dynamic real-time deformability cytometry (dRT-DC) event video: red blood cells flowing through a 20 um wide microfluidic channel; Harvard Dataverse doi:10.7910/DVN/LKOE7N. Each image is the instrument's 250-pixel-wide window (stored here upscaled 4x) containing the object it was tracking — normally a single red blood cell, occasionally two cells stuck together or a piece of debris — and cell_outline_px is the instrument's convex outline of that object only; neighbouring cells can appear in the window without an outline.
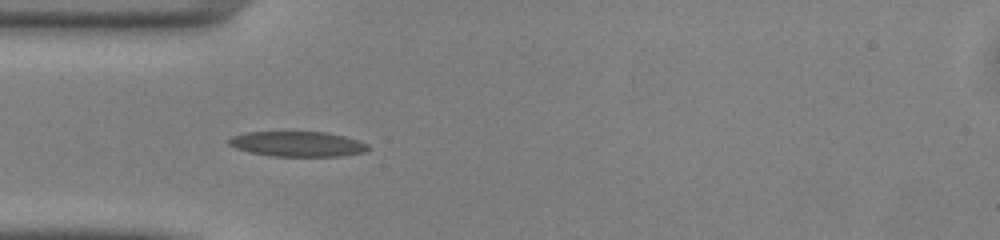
{"species": "common noctule bat (a hibernating species)", "species_latin": "Nyctalus noctula", "temperature_condition": "warm", "stored_images_in_passage": 36, "camera_frame_rate_fps": 3000, "um_per_image_px": 0.085, "animal": {"sex": "male", "body_mass_g": 13.0, "forearm_length_mm": 53.1}, "frame": {"image": 1, "passage_image": 1, "time_ms": 0.0, "image_size_px": [1000, 240], "cell_outline_px": [[368, 148], [364, 152], [344, 156], [268, 156], [248, 152], [236, 148], [228, 144], [228, 140], [232, 136], [244, 132], [324, 132], [344, 136], [360, 140], [368, 144]], "centroid_in_image_um": [25.27, 12.24], "position_along_channel_um": 59.7, "area_um2": 20.52}}
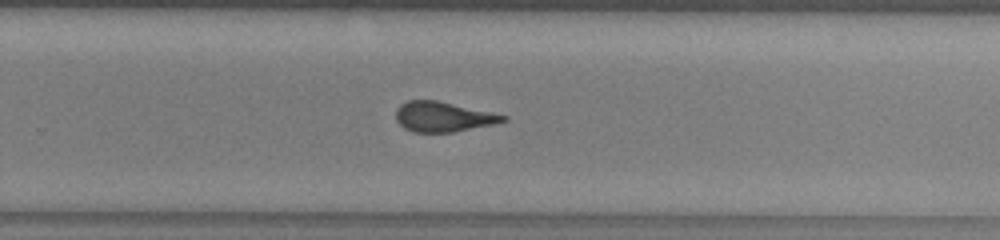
{"frame": {"image": 2, "passage_image": 18, "time_ms": 5.667, "image_size_px": [1000, 240], "cell_outline_px": [[508, 120], [496, 124], [452, 132], [412, 132], [404, 128], [396, 120], [396, 108], [400, 104], [408, 100], [436, 100], [508, 116]], "centroid_in_image_um": [37.65, 9.93], "position_along_channel_um": 292.1, "area_um2": 18.73}}
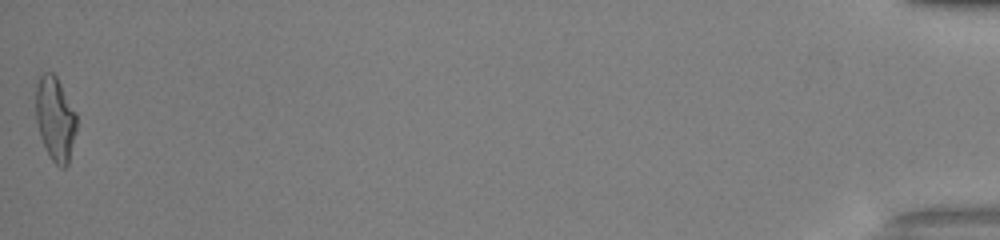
{"frame": {"image": 3, "passage_image": 36, "time_ms": 11.667, "image_size_px": [1000, 240], "cell_outline_px": [[76, 132], [68, 164], [64, 168], [60, 168], [52, 160], [44, 148], [40, 136], [36, 120], [36, 84], [40, 76], [44, 72], [52, 72], [56, 76], [76, 112]], "centroid_in_image_um": [4.69, 10.11], "position_along_channel_um": 430.5, "area_um2": 20.06}, "authors_computed_cell_mechanics": {"area_um2": 19.6231, "velocity_mm_per_s": 4.1228, "shape_relaxation_time_tau1_ms": 6.3375, "shape_relaxation_time_tau2_ms": 1.7497, "deformation_change_tau1": 0.2066, "deformation_change_tau2": 0.1071}}